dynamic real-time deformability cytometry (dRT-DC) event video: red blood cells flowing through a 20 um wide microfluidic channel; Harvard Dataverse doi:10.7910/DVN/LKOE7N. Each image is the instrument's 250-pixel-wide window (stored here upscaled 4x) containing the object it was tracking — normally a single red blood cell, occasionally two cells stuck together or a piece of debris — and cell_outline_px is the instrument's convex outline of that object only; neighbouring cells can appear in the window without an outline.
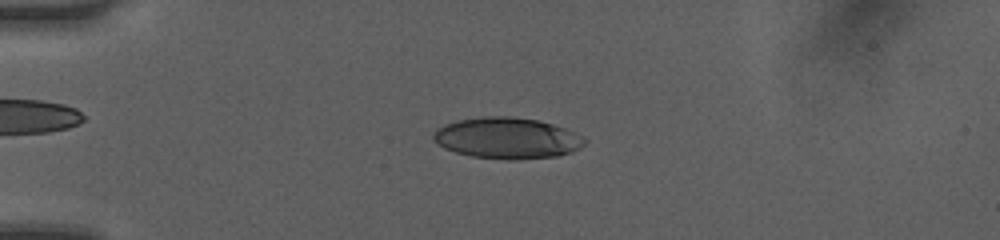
{"species": "human", "species_latin": "Homo sapiens", "temperature_condition": "room temperature", "stored_images_in_passage": 5, "camera_frame_rate_fps": 3000, "um_per_image_px": 0.085, "donor": {"sex": "female"}, "frame": {"image": 1, "passage_image": 4, "time_ms": 1.0, "image_size_px": [1000, 240], "cell_outline_px": [[588, 140], [580, 148], [572, 152], [556, 156], [516, 160], [508, 160], [472, 156], [456, 152], [444, 148], [436, 144], [432, 136], [436, 128], [444, 124], [456, 120], [480, 116], [512, 116], [540, 120], [564, 128], [584, 136]], "centroid_in_image_um": [43.1, 11.73], "position_along_channel_um": 41.9, "area_um2": 36.7}}